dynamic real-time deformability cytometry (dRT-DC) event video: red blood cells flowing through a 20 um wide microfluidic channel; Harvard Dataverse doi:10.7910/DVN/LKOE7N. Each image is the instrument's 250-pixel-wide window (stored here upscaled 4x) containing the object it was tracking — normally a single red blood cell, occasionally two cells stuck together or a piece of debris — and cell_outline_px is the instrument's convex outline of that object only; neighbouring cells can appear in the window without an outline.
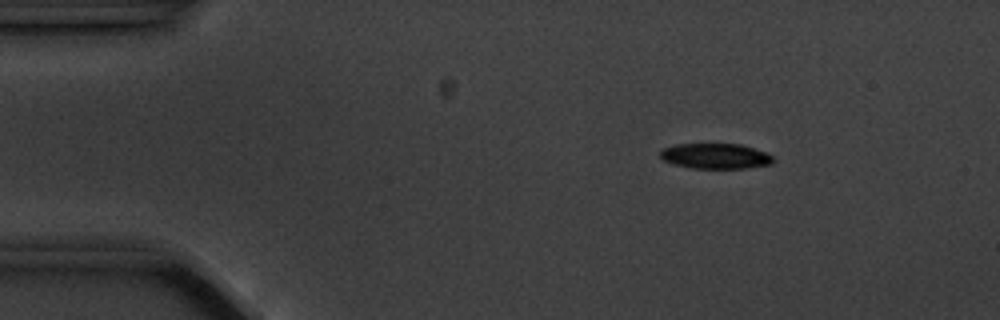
{"species": "common noctule bat (a hibernating species)", "species_latin": "Nyctalus noctula", "temperature_condition": "cold", "stored_images_in_passage": 4, "camera_frame_rate_fps": 3000, "um_per_image_px": 0.085, "animal": {"sex": "male", "body_mass_g": 20.1, "forearm_length_mm": 53.5}, "frame": {"image": 1, "passage_image": 1, "time_ms": 0.0, "image_size_px": [1000, 320], "cell_outline_px": [[772, 164], [748, 168], [692, 168], [672, 164], [664, 160], [660, 156], [660, 152], [664, 148], [676, 144], [740, 144], [764, 152], [772, 156]], "centroid_in_image_um": [60.79, 13.27], "position_along_channel_um": 24.2, "area_um2": 16.53}}